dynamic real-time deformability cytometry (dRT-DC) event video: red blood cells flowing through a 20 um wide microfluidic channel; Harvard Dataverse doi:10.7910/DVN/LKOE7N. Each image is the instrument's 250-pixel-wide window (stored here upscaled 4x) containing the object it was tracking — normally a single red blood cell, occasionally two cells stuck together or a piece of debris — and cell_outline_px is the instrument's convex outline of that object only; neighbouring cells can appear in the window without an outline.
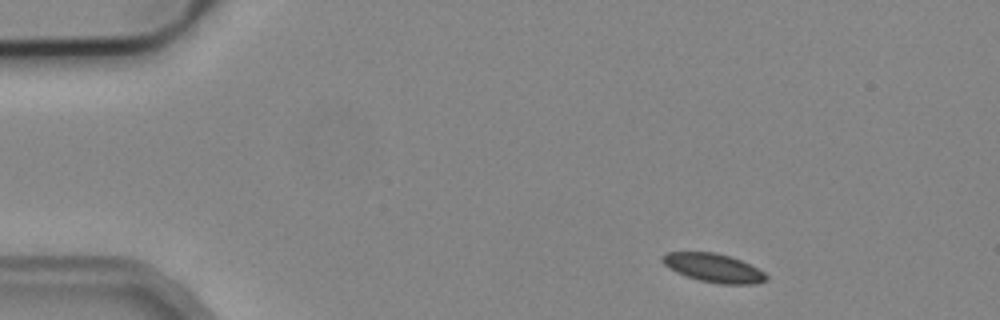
{"species": "common noctule bat (a hibernating species)", "species_latin": "Nyctalus noctula", "temperature_condition": "cold", "stored_images_in_passage": 3, "camera_frame_rate_fps": 3000, "um_per_image_px": 0.085, "animal": {"sex": "male", "body_mass_g": 19.2, "forearm_length_mm": 51.8}, "frame": {"image": 1, "passage_image": 1, "time_ms": 0.0, "image_size_px": [1000, 320], "cell_outline_px": [[768, 280], [756, 284], [720, 284], [700, 280], [676, 272], [668, 268], [660, 260], [660, 256], [668, 252], [716, 252], [740, 260], [764, 272], [768, 276]], "centroid_in_image_um": [60.63, 22.77], "position_along_channel_um": 24.4, "area_um2": 17.28}}